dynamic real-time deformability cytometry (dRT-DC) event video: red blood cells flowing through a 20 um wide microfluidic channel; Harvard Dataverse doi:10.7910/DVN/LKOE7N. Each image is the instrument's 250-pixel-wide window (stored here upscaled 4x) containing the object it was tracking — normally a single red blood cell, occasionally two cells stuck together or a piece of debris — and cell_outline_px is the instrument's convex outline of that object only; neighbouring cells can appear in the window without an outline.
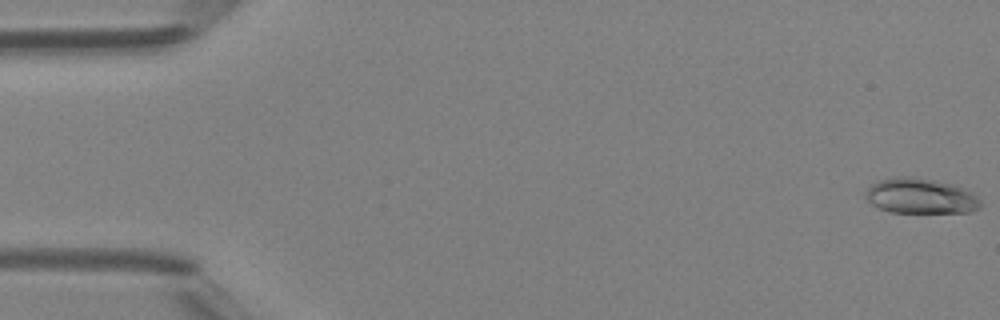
{"species": "Egyptian fruit bat (a non-hibernating species)", "species_latin": "Rousettus aegyptiacus", "temperature_condition": "room temperature", "stored_images_in_passage": 49, "segment_of_instrument_passage": [1, 2], "camera_frame_rate_fps": 3000, "um_per_image_px": 0.085, "animal": {"sex": "female"}, "frame": {"image": 1, "passage_image": 1, "time_ms": 0.0, "image_size_px": [1000, 320], "cell_outline_px": [[980, 208], [968, 212], [892, 212], [880, 208], [872, 204], [864, 196], [864, 192], [872, 184], [880, 180], [900, 176], [916, 176], [936, 180], [968, 188], [980, 200]], "centroid_in_image_um": [78.26, 16.64], "position_along_channel_um": 6.7, "area_um2": 23.76}}
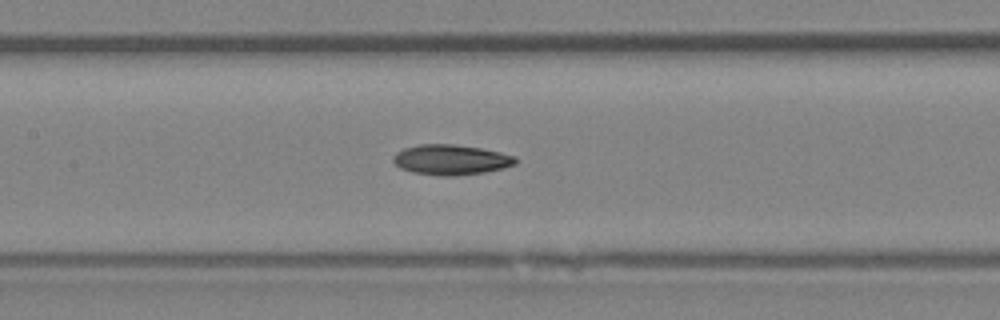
{"frame": {"image": 2, "passage_image": 23, "time_ms": 7.333, "image_size_px": [1000, 320], "cell_outline_px": [[516, 164], [504, 168], [484, 172], [456, 176], [440, 176], [412, 172], [400, 168], [392, 160], [392, 156], [396, 152], [404, 148], [416, 144], [452, 144], [480, 148], [500, 152], [516, 156]], "centroid_in_image_um": [38.31, 13.58], "position_along_channel_um": 169.1, "area_um2": 21.68}}
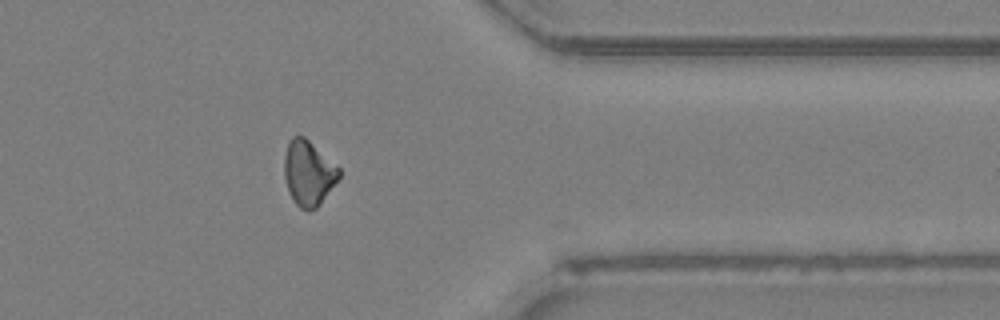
{"frame": {"image": 3, "passage_image": 39, "time_ms": 12.667, "image_size_px": [1000, 320], "cell_outline_px": [[340, 176], [320, 204], [316, 208], [300, 208], [296, 204], [288, 188], [284, 176], [284, 156], [288, 140], [292, 136], [304, 136], [340, 168]], "centroid_in_image_um": [26.21, 14.66], "position_along_channel_um": 385.2, "area_um2": 20.4}}